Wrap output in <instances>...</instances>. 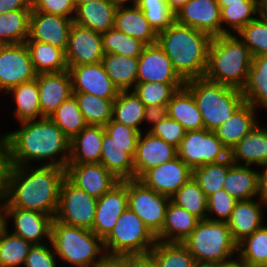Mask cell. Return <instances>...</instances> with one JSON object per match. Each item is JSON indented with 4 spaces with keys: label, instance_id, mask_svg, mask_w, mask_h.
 Returning a JSON list of instances; mask_svg holds the SVG:
<instances>
[{
    "label": "cell",
    "instance_id": "cell-1",
    "mask_svg": "<svg viewBox=\"0 0 267 267\" xmlns=\"http://www.w3.org/2000/svg\"><path fill=\"white\" fill-rule=\"evenodd\" d=\"M65 178L66 169L61 167L43 165L28 171L25 166H11L4 206L35 210L55 218Z\"/></svg>",
    "mask_w": 267,
    "mask_h": 267
},
{
    "label": "cell",
    "instance_id": "cell-2",
    "mask_svg": "<svg viewBox=\"0 0 267 267\" xmlns=\"http://www.w3.org/2000/svg\"><path fill=\"white\" fill-rule=\"evenodd\" d=\"M21 124V129L5 135L11 166L27 167V161L52 159L60 153L62 157L59 160L52 159L45 165L66 168L70 155V139L50 117L23 121Z\"/></svg>",
    "mask_w": 267,
    "mask_h": 267
},
{
    "label": "cell",
    "instance_id": "cell-3",
    "mask_svg": "<svg viewBox=\"0 0 267 267\" xmlns=\"http://www.w3.org/2000/svg\"><path fill=\"white\" fill-rule=\"evenodd\" d=\"M212 37L176 21L158 33L157 44L164 50L178 75L188 81L205 76Z\"/></svg>",
    "mask_w": 267,
    "mask_h": 267
},
{
    "label": "cell",
    "instance_id": "cell-4",
    "mask_svg": "<svg viewBox=\"0 0 267 267\" xmlns=\"http://www.w3.org/2000/svg\"><path fill=\"white\" fill-rule=\"evenodd\" d=\"M252 58L243 41L231 32L212 37L204 77L241 90L246 84Z\"/></svg>",
    "mask_w": 267,
    "mask_h": 267
},
{
    "label": "cell",
    "instance_id": "cell-5",
    "mask_svg": "<svg viewBox=\"0 0 267 267\" xmlns=\"http://www.w3.org/2000/svg\"><path fill=\"white\" fill-rule=\"evenodd\" d=\"M202 115L204 128L215 131L245 103L240 89L202 78L185 81Z\"/></svg>",
    "mask_w": 267,
    "mask_h": 267
},
{
    "label": "cell",
    "instance_id": "cell-6",
    "mask_svg": "<svg viewBox=\"0 0 267 267\" xmlns=\"http://www.w3.org/2000/svg\"><path fill=\"white\" fill-rule=\"evenodd\" d=\"M49 242L61 260L76 267H93L107 256L103 253V240L92 230L63 224L55 218ZM98 255L99 258L96 260Z\"/></svg>",
    "mask_w": 267,
    "mask_h": 267
},
{
    "label": "cell",
    "instance_id": "cell-7",
    "mask_svg": "<svg viewBox=\"0 0 267 267\" xmlns=\"http://www.w3.org/2000/svg\"><path fill=\"white\" fill-rule=\"evenodd\" d=\"M194 257L196 264H220L237 250L227 222L200 220L190 235L182 242Z\"/></svg>",
    "mask_w": 267,
    "mask_h": 267
},
{
    "label": "cell",
    "instance_id": "cell-8",
    "mask_svg": "<svg viewBox=\"0 0 267 267\" xmlns=\"http://www.w3.org/2000/svg\"><path fill=\"white\" fill-rule=\"evenodd\" d=\"M104 130L100 163L120 181L134 179V156L140 132L113 119Z\"/></svg>",
    "mask_w": 267,
    "mask_h": 267
},
{
    "label": "cell",
    "instance_id": "cell-9",
    "mask_svg": "<svg viewBox=\"0 0 267 267\" xmlns=\"http://www.w3.org/2000/svg\"><path fill=\"white\" fill-rule=\"evenodd\" d=\"M156 242V236L129 207L103 240L104 249L109 251L106 255L118 257L147 256Z\"/></svg>",
    "mask_w": 267,
    "mask_h": 267
},
{
    "label": "cell",
    "instance_id": "cell-10",
    "mask_svg": "<svg viewBox=\"0 0 267 267\" xmlns=\"http://www.w3.org/2000/svg\"><path fill=\"white\" fill-rule=\"evenodd\" d=\"M177 156L192 170L204 164L218 163L230 157L214 131H187L177 148Z\"/></svg>",
    "mask_w": 267,
    "mask_h": 267
},
{
    "label": "cell",
    "instance_id": "cell-11",
    "mask_svg": "<svg viewBox=\"0 0 267 267\" xmlns=\"http://www.w3.org/2000/svg\"><path fill=\"white\" fill-rule=\"evenodd\" d=\"M128 207L157 236L163 227L171 198L146 187L137 179L127 180Z\"/></svg>",
    "mask_w": 267,
    "mask_h": 267
},
{
    "label": "cell",
    "instance_id": "cell-12",
    "mask_svg": "<svg viewBox=\"0 0 267 267\" xmlns=\"http://www.w3.org/2000/svg\"><path fill=\"white\" fill-rule=\"evenodd\" d=\"M97 200L65 178L60 188L55 219L63 224L92 230Z\"/></svg>",
    "mask_w": 267,
    "mask_h": 267
},
{
    "label": "cell",
    "instance_id": "cell-13",
    "mask_svg": "<svg viewBox=\"0 0 267 267\" xmlns=\"http://www.w3.org/2000/svg\"><path fill=\"white\" fill-rule=\"evenodd\" d=\"M37 73L33 67L26 43L7 44L0 51V90L35 80Z\"/></svg>",
    "mask_w": 267,
    "mask_h": 267
},
{
    "label": "cell",
    "instance_id": "cell-14",
    "mask_svg": "<svg viewBox=\"0 0 267 267\" xmlns=\"http://www.w3.org/2000/svg\"><path fill=\"white\" fill-rule=\"evenodd\" d=\"M175 21L209 34L211 37L229 34L222 26L217 0H189L176 14Z\"/></svg>",
    "mask_w": 267,
    "mask_h": 267
},
{
    "label": "cell",
    "instance_id": "cell-15",
    "mask_svg": "<svg viewBox=\"0 0 267 267\" xmlns=\"http://www.w3.org/2000/svg\"><path fill=\"white\" fill-rule=\"evenodd\" d=\"M103 56L101 34L73 23L65 51L68 70L79 65L102 62Z\"/></svg>",
    "mask_w": 267,
    "mask_h": 267
},
{
    "label": "cell",
    "instance_id": "cell-16",
    "mask_svg": "<svg viewBox=\"0 0 267 267\" xmlns=\"http://www.w3.org/2000/svg\"><path fill=\"white\" fill-rule=\"evenodd\" d=\"M65 169L66 178L73 185L96 199L120 181L101 163H68Z\"/></svg>",
    "mask_w": 267,
    "mask_h": 267
},
{
    "label": "cell",
    "instance_id": "cell-17",
    "mask_svg": "<svg viewBox=\"0 0 267 267\" xmlns=\"http://www.w3.org/2000/svg\"><path fill=\"white\" fill-rule=\"evenodd\" d=\"M193 177V170L178 156L148 170L140 179L146 187L171 197Z\"/></svg>",
    "mask_w": 267,
    "mask_h": 267
},
{
    "label": "cell",
    "instance_id": "cell-18",
    "mask_svg": "<svg viewBox=\"0 0 267 267\" xmlns=\"http://www.w3.org/2000/svg\"><path fill=\"white\" fill-rule=\"evenodd\" d=\"M73 93H88L115 100L119 89L113 84L102 62L84 64L69 69Z\"/></svg>",
    "mask_w": 267,
    "mask_h": 267
},
{
    "label": "cell",
    "instance_id": "cell-19",
    "mask_svg": "<svg viewBox=\"0 0 267 267\" xmlns=\"http://www.w3.org/2000/svg\"><path fill=\"white\" fill-rule=\"evenodd\" d=\"M74 20L45 12H31L29 37L26 41H39L62 49L68 46V39Z\"/></svg>",
    "mask_w": 267,
    "mask_h": 267
},
{
    "label": "cell",
    "instance_id": "cell-20",
    "mask_svg": "<svg viewBox=\"0 0 267 267\" xmlns=\"http://www.w3.org/2000/svg\"><path fill=\"white\" fill-rule=\"evenodd\" d=\"M145 82L185 83L157 43L146 45L138 57L136 83Z\"/></svg>",
    "mask_w": 267,
    "mask_h": 267
},
{
    "label": "cell",
    "instance_id": "cell-21",
    "mask_svg": "<svg viewBox=\"0 0 267 267\" xmlns=\"http://www.w3.org/2000/svg\"><path fill=\"white\" fill-rule=\"evenodd\" d=\"M128 208L127 180L119 181L97 200L92 231L104 240Z\"/></svg>",
    "mask_w": 267,
    "mask_h": 267
},
{
    "label": "cell",
    "instance_id": "cell-22",
    "mask_svg": "<svg viewBox=\"0 0 267 267\" xmlns=\"http://www.w3.org/2000/svg\"><path fill=\"white\" fill-rule=\"evenodd\" d=\"M139 134L134 156V179L139 180L148 170L177 157V148L147 132Z\"/></svg>",
    "mask_w": 267,
    "mask_h": 267
},
{
    "label": "cell",
    "instance_id": "cell-23",
    "mask_svg": "<svg viewBox=\"0 0 267 267\" xmlns=\"http://www.w3.org/2000/svg\"><path fill=\"white\" fill-rule=\"evenodd\" d=\"M36 80L42 118L50 117L61 103L73 95L69 70L59 73H40L37 74Z\"/></svg>",
    "mask_w": 267,
    "mask_h": 267
},
{
    "label": "cell",
    "instance_id": "cell-24",
    "mask_svg": "<svg viewBox=\"0 0 267 267\" xmlns=\"http://www.w3.org/2000/svg\"><path fill=\"white\" fill-rule=\"evenodd\" d=\"M13 217L15 231L12 233L34 244H42L46 236L51 240L53 217L35 210H23L15 207H5V221Z\"/></svg>",
    "mask_w": 267,
    "mask_h": 267
},
{
    "label": "cell",
    "instance_id": "cell-25",
    "mask_svg": "<svg viewBox=\"0 0 267 267\" xmlns=\"http://www.w3.org/2000/svg\"><path fill=\"white\" fill-rule=\"evenodd\" d=\"M103 126L87 125L70 140L68 163H100Z\"/></svg>",
    "mask_w": 267,
    "mask_h": 267
},
{
    "label": "cell",
    "instance_id": "cell-26",
    "mask_svg": "<svg viewBox=\"0 0 267 267\" xmlns=\"http://www.w3.org/2000/svg\"><path fill=\"white\" fill-rule=\"evenodd\" d=\"M261 204L252 199L236 202L227 224L237 244L263 226Z\"/></svg>",
    "mask_w": 267,
    "mask_h": 267
},
{
    "label": "cell",
    "instance_id": "cell-27",
    "mask_svg": "<svg viewBox=\"0 0 267 267\" xmlns=\"http://www.w3.org/2000/svg\"><path fill=\"white\" fill-rule=\"evenodd\" d=\"M229 153L231 161L237 165L242 160L246 166L267 164V128H260L258 123Z\"/></svg>",
    "mask_w": 267,
    "mask_h": 267
},
{
    "label": "cell",
    "instance_id": "cell-28",
    "mask_svg": "<svg viewBox=\"0 0 267 267\" xmlns=\"http://www.w3.org/2000/svg\"><path fill=\"white\" fill-rule=\"evenodd\" d=\"M254 112L255 108L245 102L230 119L214 131L229 151L258 125Z\"/></svg>",
    "mask_w": 267,
    "mask_h": 267
},
{
    "label": "cell",
    "instance_id": "cell-29",
    "mask_svg": "<svg viewBox=\"0 0 267 267\" xmlns=\"http://www.w3.org/2000/svg\"><path fill=\"white\" fill-rule=\"evenodd\" d=\"M116 11L117 7L111 1L79 4L74 23L103 34L114 27Z\"/></svg>",
    "mask_w": 267,
    "mask_h": 267
},
{
    "label": "cell",
    "instance_id": "cell-30",
    "mask_svg": "<svg viewBox=\"0 0 267 267\" xmlns=\"http://www.w3.org/2000/svg\"><path fill=\"white\" fill-rule=\"evenodd\" d=\"M199 221V218L170 200L162 230L156 238L162 242L182 243L197 226Z\"/></svg>",
    "mask_w": 267,
    "mask_h": 267
},
{
    "label": "cell",
    "instance_id": "cell-31",
    "mask_svg": "<svg viewBox=\"0 0 267 267\" xmlns=\"http://www.w3.org/2000/svg\"><path fill=\"white\" fill-rule=\"evenodd\" d=\"M114 27L145 45L157 43L158 34L149 25L138 6L117 8Z\"/></svg>",
    "mask_w": 267,
    "mask_h": 267
},
{
    "label": "cell",
    "instance_id": "cell-32",
    "mask_svg": "<svg viewBox=\"0 0 267 267\" xmlns=\"http://www.w3.org/2000/svg\"><path fill=\"white\" fill-rule=\"evenodd\" d=\"M168 117L180 123L186 132L204 128L197 103L185 86L172 95L168 103Z\"/></svg>",
    "mask_w": 267,
    "mask_h": 267
},
{
    "label": "cell",
    "instance_id": "cell-33",
    "mask_svg": "<svg viewBox=\"0 0 267 267\" xmlns=\"http://www.w3.org/2000/svg\"><path fill=\"white\" fill-rule=\"evenodd\" d=\"M226 190L237 201L257 197L259 192V172L246 165L232 164L224 180Z\"/></svg>",
    "mask_w": 267,
    "mask_h": 267
},
{
    "label": "cell",
    "instance_id": "cell-34",
    "mask_svg": "<svg viewBox=\"0 0 267 267\" xmlns=\"http://www.w3.org/2000/svg\"><path fill=\"white\" fill-rule=\"evenodd\" d=\"M241 91L245 102L255 109L258 104L267 108V55L252 58L248 78Z\"/></svg>",
    "mask_w": 267,
    "mask_h": 267
},
{
    "label": "cell",
    "instance_id": "cell-35",
    "mask_svg": "<svg viewBox=\"0 0 267 267\" xmlns=\"http://www.w3.org/2000/svg\"><path fill=\"white\" fill-rule=\"evenodd\" d=\"M102 64L119 91H130V87L136 85L138 57L104 54Z\"/></svg>",
    "mask_w": 267,
    "mask_h": 267
},
{
    "label": "cell",
    "instance_id": "cell-36",
    "mask_svg": "<svg viewBox=\"0 0 267 267\" xmlns=\"http://www.w3.org/2000/svg\"><path fill=\"white\" fill-rule=\"evenodd\" d=\"M37 74L59 73L68 70L65 52L62 49L39 41L25 42Z\"/></svg>",
    "mask_w": 267,
    "mask_h": 267
},
{
    "label": "cell",
    "instance_id": "cell-37",
    "mask_svg": "<svg viewBox=\"0 0 267 267\" xmlns=\"http://www.w3.org/2000/svg\"><path fill=\"white\" fill-rule=\"evenodd\" d=\"M156 267H195L194 257L183 243L158 241L147 255Z\"/></svg>",
    "mask_w": 267,
    "mask_h": 267
},
{
    "label": "cell",
    "instance_id": "cell-38",
    "mask_svg": "<svg viewBox=\"0 0 267 267\" xmlns=\"http://www.w3.org/2000/svg\"><path fill=\"white\" fill-rule=\"evenodd\" d=\"M7 94L13 93L17 103L15 116L20 122L42 118L39 102V87L37 80H32L10 88Z\"/></svg>",
    "mask_w": 267,
    "mask_h": 267
},
{
    "label": "cell",
    "instance_id": "cell-39",
    "mask_svg": "<svg viewBox=\"0 0 267 267\" xmlns=\"http://www.w3.org/2000/svg\"><path fill=\"white\" fill-rule=\"evenodd\" d=\"M145 105L132 91H119L113 101L112 119L142 132L139 125L143 122Z\"/></svg>",
    "mask_w": 267,
    "mask_h": 267
},
{
    "label": "cell",
    "instance_id": "cell-40",
    "mask_svg": "<svg viewBox=\"0 0 267 267\" xmlns=\"http://www.w3.org/2000/svg\"><path fill=\"white\" fill-rule=\"evenodd\" d=\"M32 10H15L0 14V39L6 44L25 43L29 37Z\"/></svg>",
    "mask_w": 267,
    "mask_h": 267
},
{
    "label": "cell",
    "instance_id": "cell-41",
    "mask_svg": "<svg viewBox=\"0 0 267 267\" xmlns=\"http://www.w3.org/2000/svg\"><path fill=\"white\" fill-rule=\"evenodd\" d=\"M88 125L105 126L112 119L113 100L88 93H73Z\"/></svg>",
    "mask_w": 267,
    "mask_h": 267
},
{
    "label": "cell",
    "instance_id": "cell-42",
    "mask_svg": "<svg viewBox=\"0 0 267 267\" xmlns=\"http://www.w3.org/2000/svg\"><path fill=\"white\" fill-rule=\"evenodd\" d=\"M240 258L247 267H267V226L253 232L237 244Z\"/></svg>",
    "mask_w": 267,
    "mask_h": 267
},
{
    "label": "cell",
    "instance_id": "cell-43",
    "mask_svg": "<svg viewBox=\"0 0 267 267\" xmlns=\"http://www.w3.org/2000/svg\"><path fill=\"white\" fill-rule=\"evenodd\" d=\"M7 221L0 230V267H17L24 264L32 243L14 234H8Z\"/></svg>",
    "mask_w": 267,
    "mask_h": 267
},
{
    "label": "cell",
    "instance_id": "cell-44",
    "mask_svg": "<svg viewBox=\"0 0 267 267\" xmlns=\"http://www.w3.org/2000/svg\"><path fill=\"white\" fill-rule=\"evenodd\" d=\"M50 119L70 140L88 125L73 95L58 106Z\"/></svg>",
    "mask_w": 267,
    "mask_h": 267
},
{
    "label": "cell",
    "instance_id": "cell-45",
    "mask_svg": "<svg viewBox=\"0 0 267 267\" xmlns=\"http://www.w3.org/2000/svg\"><path fill=\"white\" fill-rule=\"evenodd\" d=\"M170 198L174 204L187 210L200 220L207 219V197L193 177Z\"/></svg>",
    "mask_w": 267,
    "mask_h": 267
},
{
    "label": "cell",
    "instance_id": "cell-46",
    "mask_svg": "<svg viewBox=\"0 0 267 267\" xmlns=\"http://www.w3.org/2000/svg\"><path fill=\"white\" fill-rule=\"evenodd\" d=\"M233 164L230 157L218 163L204 164L193 169V179L204 191L206 197L224 189V180L229 167Z\"/></svg>",
    "mask_w": 267,
    "mask_h": 267
},
{
    "label": "cell",
    "instance_id": "cell-47",
    "mask_svg": "<svg viewBox=\"0 0 267 267\" xmlns=\"http://www.w3.org/2000/svg\"><path fill=\"white\" fill-rule=\"evenodd\" d=\"M101 36L104 54L139 57L146 46L143 42L126 35L115 27L104 32Z\"/></svg>",
    "mask_w": 267,
    "mask_h": 267
},
{
    "label": "cell",
    "instance_id": "cell-48",
    "mask_svg": "<svg viewBox=\"0 0 267 267\" xmlns=\"http://www.w3.org/2000/svg\"><path fill=\"white\" fill-rule=\"evenodd\" d=\"M185 86V83H136L134 93L145 106L168 105L172 95Z\"/></svg>",
    "mask_w": 267,
    "mask_h": 267
},
{
    "label": "cell",
    "instance_id": "cell-49",
    "mask_svg": "<svg viewBox=\"0 0 267 267\" xmlns=\"http://www.w3.org/2000/svg\"><path fill=\"white\" fill-rule=\"evenodd\" d=\"M137 6L157 34L175 22V13L166 0H139Z\"/></svg>",
    "mask_w": 267,
    "mask_h": 267
},
{
    "label": "cell",
    "instance_id": "cell-50",
    "mask_svg": "<svg viewBox=\"0 0 267 267\" xmlns=\"http://www.w3.org/2000/svg\"><path fill=\"white\" fill-rule=\"evenodd\" d=\"M252 57L267 55V23L255 17L239 32Z\"/></svg>",
    "mask_w": 267,
    "mask_h": 267
},
{
    "label": "cell",
    "instance_id": "cell-51",
    "mask_svg": "<svg viewBox=\"0 0 267 267\" xmlns=\"http://www.w3.org/2000/svg\"><path fill=\"white\" fill-rule=\"evenodd\" d=\"M258 12V2H242V4L230 5L221 10V22L238 33L244 26L252 21L253 14Z\"/></svg>",
    "mask_w": 267,
    "mask_h": 267
},
{
    "label": "cell",
    "instance_id": "cell-52",
    "mask_svg": "<svg viewBox=\"0 0 267 267\" xmlns=\"http://www.w3.org/2000/svg\"><path fill=\"white\" fill-rule=\"evenodd\" d=\"M237 200L226 190L221 189L207 198V212L215 213L219 218L207 217L210 221L227 222L235 207Z\"/></svg>",
    "mask_w": 267,
    "mask_h": 267
},
{
    "label": "cell",
    "instance_id": "cell-53",
    "mask_svg": "<svg viewBox=\"0 0 267 267\" xmlns=\"http://www.w3.org/2000/svg\"><path fill=\"white\" fill-rule=\"evenodd\" d=\"M148 132L154 136L160 137L166 143L176 148H178L186 133L184 127L180 123L169 117L152 126Z\"/></svg>",
    "mask_w": 267,
    "mask_h": 267
},
{
    "label": "cell",
    "instance_id": "cell-54",
    "mask_svg": "<svg viewBox=\"0 0 267 267\" xmlns=\"http://www.w3.org/2000/svg\"><path fill=\"white\" fill-rule=\"evenodd\" d=\"M31 8L32 12H45L73 20L75 16L70 14L76 12L74 0H33Z\"/></svg>",
    "mask_w": 267,
    "mask_h": 267
},
{
    "label": "cell",
    "instance_id": "cell-55",
    "mask_svg": "<svg viewBox=\"0 0 267 267\" xmlns=\"http://www.w3.org/2000/svg\"><path fill=\"white\" fill-rule=\"evenodd\" d=\"M51 249L45 244L32 245L26 260L25 267H56V260Z\"/></svg>",
    "mask_w": 267,
    "mask_h": 267
},
{
    "label": "cell",
    "instance_id": "cell-56",
    "mask_svg": "<svg viewBox=\"0 0 267 267\" xmlns=\"http://www.w3.org/2000/svg\"><path fill=\"white\" fill-rule=\"evenodd\" d=\"M9 147L5 134L0 137V194H6L10 170Z\"/></svg>",
    "mask_w": 267,
    "mask_h": 267
},
{
    "label": "cell",
    "instance_id": "cell-57",
    "mask_svg": "<svg viewBox=\"0 0 267 267\" xmlns=\"http://www.w3.org/2000/svg\"><path fill=\"white\" fill-rule=\"evenodd\" d=\"M168 117V105H152L145 106L144 120H148L149 123L155 124L166 119Z\"/></svg>",
    "mask_w": 267,
    "mask_h": 267
},
{
    "label": "cell",
    "instance_id": "cell-58",
    "mask_svg": "<svg viewBox=\"0 0 267 267\" xmlns=\"http://www.w3.org/2000/svg\"><path fill=\"white\" fill-rule=\"evenodd\" d=\"M15 10H32L27 0H0V14Z\"/></svg>",
    "mask_w": 267,
    "mask_h": 267
},
{
    "label": "cell",
    "instance_id": "cell-59",
    "mask_svg": "<svg viewBox=\"0 0 267 267\" xmlns=\"http://www.w3.org/2000/svg\"><path fill=\"white\" fill-rule=\"evenodd\" d=\"M126 267H156L148 256L126 257Z\"/></svg>",
    "mask_w": 267,
    "mask_h": 267
},
{
    "label": "cell",
    "instance_id": "cell-60",
    "mask_svg": "<svg viewBox=\"0 0 267 267\" xmlns=\"http://www.w3.org/2000/svg\"><path fill=\"white\" fill-rule=\"evenodd\" d=\"M93 267H126V257L106 256Z\"/></svg>",
    "mask_w": 267,
    "mask_h": 267
},
{
    "label": "cell",
    "instance_id": "cell-61",
    "mask_svg": "<svg viewBox=\"0 0 267 267\" xmlns=\"http://www.w3.org/2000/svg\"><path fill=\"white\" fill-rule=\"evenodd\" d=\"M263 166H266L264 171L259 173V192L258 196L260 197V200L264 205H267V164H264Z\"/></svg>",
    "mask_w": 267,
    "mask_h": 267
},
{
    "label": "cell",
    "instance_id": "cell-62",
    "mask_svg": "<svg viewBox=\"0 0 267 267\" xmlns=\"http://www.w3.org/2000/svg\"><path fill=\"white\" fill-rule=\"evenodd\" d=\"M169 8L176 14L189 0H166Z\"/></svg>",
    "mask_w": 267,
    "mask_h": 267
},
{
    "label": "cell",
    "instance_id": "cell-63",
    "mask_svg": "<svg viewBox=\"0 0 267 267\" xmlns=\"http://www.w3.org/2000/svg\"><path fill=\"white\" fill-rule=\"evenodd\" d=\"M258 14L267 23V0H258Z\"/></svg>",
    "mask_w": 267,
    "mask_h": 267
},
{
    "label": "cell",
    "instance_id": "cell-64",
    "mask_svg": "<svg viewBox=\"0 0 267 267\" xmlns=\"http://www.w3.org/2000/svg\"><path fill=\"white\" fill-rule=\"evenodd\" d=\"M220 9L229 7L230 5L242 4V2H258V0H217Z\"/></svg>",
    "mask_w": 267,
    "mask_h": 267
},
{
    "label": "cell",
    "instance_id": "cell-65",
    "mask_svg": "<svg viewBox=\"0 0 267 267\" xmlns=\"http://www.w3.org/2000/svg\"><path fill=\"white\" fill-rule=\"evenodd\" d=\"M219 267H247V265L241 260H231L219 264Z\"/></svg>",
    "mask_w": 267,
    "mask_h": 267
},
{
    "label": "cell",
    "instance_id": "cell-66",
    "mask_svg": "<svg viewBox=\"0 0 267 267\" xmlns=\"http://www.w3.org/2000/svg\"><path fill=\"white\" fill-rule=\"evenodd\" d=\"M6 199V194H0V202L1 200ZM5 226V206H0V229Z\"/></svg>",
    "mask_w": 267,
    "mask_h": 267
},
{
    "label": "cell",
    "instance_id": "cell-67",
    "mask_svg": "<svg viewBox=\"0 0 267 267\" xmlns=\"http://www.w3.org/2000/svg\"><path fill=\"white\" fill-rule=\"evenodd\" d=\"M129 0H111V2L117 7H124V3H126ZM131 1V0H130ZM133 6H137L139 0H132Z\"/></svg>",
    "mask_w": 267,
    "mask_h": 267
},
{
    "label": "cell",
    "instance_id": "cell-68",
    "mask_svg": "<svg viewBox=\"0 0 267 267\" xmlns=\"http://www.w3.org/2000/svg\"><path fill=\"white\" fill-rule=\"evenodd\" d=\"M76 7L79 4L88 3V2H99V1H111V0H74Z\"/></svg>",
    "mask_w": 267,
    "mask_h": 267
},
{
    "label": "cell",
    "instance_id": "cell-69",
    "mask_svg": "<svg viewBox=\"0 0 267 267\" xmlns=\"http://www.w3.org/2000/svg\"><path fill=\"white\" fill-rule=\"evenodd\" d=\"M195 267H219V264L199 263L196 264Z\"/></svg>",
    "mask_w": 267,
    "mask_h": 267
},
{
    "label": "cell",
    "instance_id": "cell-70",
    "mask_svg": "<svg viewBox=\"0 0 267 267\" xmlns=\"http://www.w3.org/2000/svg\"><path fill=\"white\" fill-rule=\"evenodd\" d=\"M7 44L4 43L1 39H0V51L6 46Z\"/></svg>",
    "mask_w": 267,
    "mask_h": 267
},
{
    "label": "cell",
    "instance_id": "cell-71",
    "mask_svg": "<svg viewBox=\"0 0 267 267\" xmlns=\"http://www.w3.org/2000/svg\"><path fill=\"white\" fill-rule=\"evenodd\" d=\"M30 4H32L33 0H27Z\"/></svg>",
    "mask_w": 267,
    "mask_h": 267
}]
</instances>
